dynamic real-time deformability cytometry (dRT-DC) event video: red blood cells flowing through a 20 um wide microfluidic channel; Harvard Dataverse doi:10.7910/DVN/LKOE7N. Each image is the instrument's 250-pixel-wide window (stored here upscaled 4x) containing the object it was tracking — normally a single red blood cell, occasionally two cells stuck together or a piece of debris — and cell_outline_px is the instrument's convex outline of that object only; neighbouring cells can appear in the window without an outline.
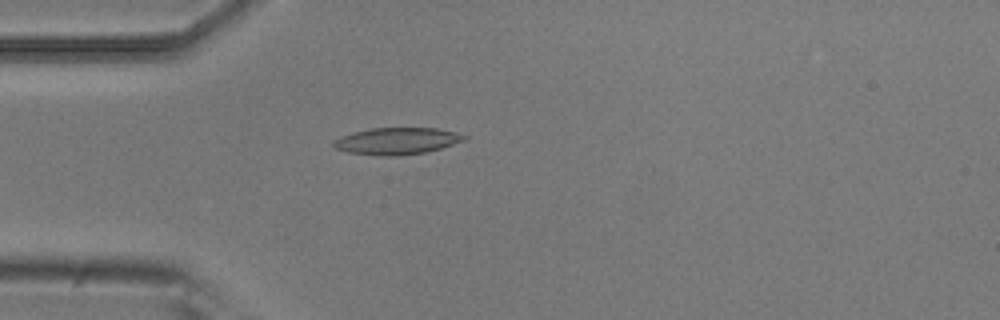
{"species": "common noctule bat (a hibernating species)", "species_latin": "Nyctalus noctula", "temperature_condition": "room temperature", "stored_images_in_passage": 4, "camera_frame_rate_fps": 3000, "um_per_image_px": 0.085, "animal": {"sex": "male", "body_mass_g": 20.5, "forearm_length_mm": 52.5}, "frame": {"image": 1, "passage_image": 4, "time_ms": 1.0, "image_size_px": [1000, 320], "cell_outline_px": [[468, 140], [440, 148], [424, 152], [396, 156], [380, 156], [348, 152], [336, 148], [332, 144], [340, 136], [352, 132], [372, 128], [436, 128], [456, 132], [468, 136]], "centroid_in_image_um": [33.76, 11.98], "position_along_channel_um": 51.2, "area_um2": 20.4}}